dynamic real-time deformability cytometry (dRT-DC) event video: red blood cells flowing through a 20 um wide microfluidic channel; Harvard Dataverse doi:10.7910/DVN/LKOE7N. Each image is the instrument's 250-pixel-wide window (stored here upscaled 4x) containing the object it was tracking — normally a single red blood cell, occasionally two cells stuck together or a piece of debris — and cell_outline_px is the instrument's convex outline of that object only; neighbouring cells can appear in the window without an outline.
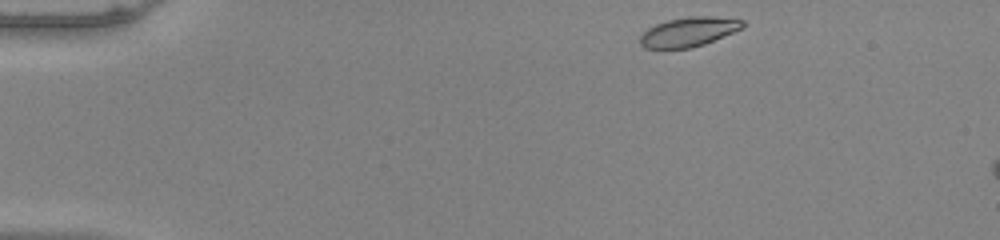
{"species": "common noctule bat (a hibernating species)", "species_latin": "Nyctalus noctula", "temperature_condition": "warm", "stored_images_in_passage": 8, "camera_frame_rate_fps": 3000, "um_per_image_px": 0.085, "animal": {"sex": "male", "body_mass_g": 20.0, "forearm_length_mm": 53.3}, "frame": {"image": 1, "passage_image": 1, "time_ms": 0.0, "image_size_px": [1000, 240], "cell_outline_px": [[744, 28], [704, 44], [688, 48], [644, 48], [640, 44], [640, 36], [648, 28], [656, 24], [668, 20], [688, 16], [708, 16], [744, 20]], "centroid_in_image_um": [58.54, 2.7], "position_along_channel_um": 26.5, "area_um2": 17.46}}